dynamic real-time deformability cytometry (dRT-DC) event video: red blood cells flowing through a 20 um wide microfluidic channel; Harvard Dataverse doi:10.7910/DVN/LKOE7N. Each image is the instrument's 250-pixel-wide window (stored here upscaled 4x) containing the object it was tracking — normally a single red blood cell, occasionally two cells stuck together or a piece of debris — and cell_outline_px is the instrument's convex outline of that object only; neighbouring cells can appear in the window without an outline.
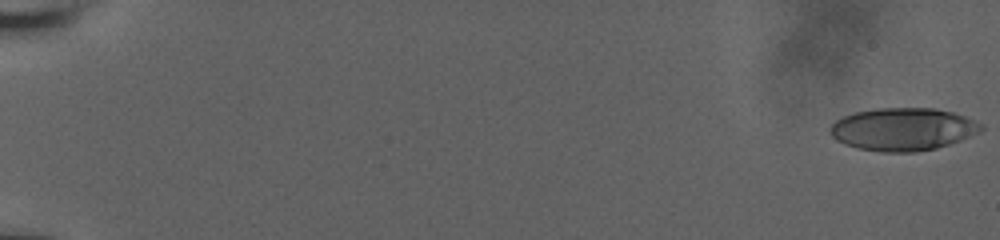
{"species": "human", "species_latin": "Homo sapiens", "temperature_condition": "room temperature", "stored_images_in_passage": 56, "camera_frame_rate_fps": 3000, "um_per_image_px": 0.085, "donor": {"sex": "male"}, "frame": {"image": 1, "passage_image": 1, "time_ms": 0.0, "image_size_px": [1000, 240], "cell_outline_px": [[984, 128], [980, 132], [960, 140], [936, 148], [916, 152], [880, 152], [856, 148], [844, 144], [836, 140], [832, 136], [828, 128], [836, 120], [844, 116], [856, 112], [876, 108], [936, 108], [952, 112], [964, 116], [984, 124]], "centroid_in_image_um": [76.74, 10.99], "position_along_channel_um": 8.3, "area_um2": 37.74}}
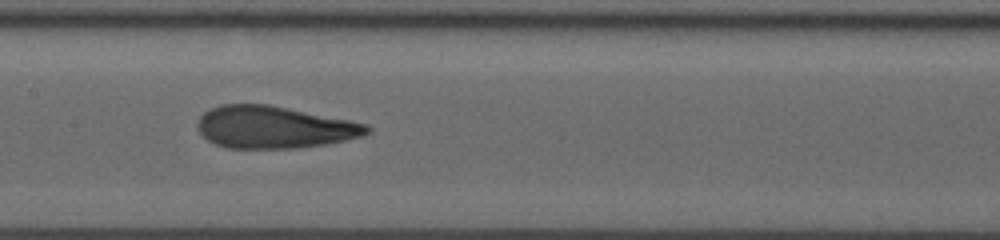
{"frame": {"image": 2, "passage_image": 31, "time_ms": 10.0, "image_size_px": [1000, 240], "cell_outline_px": [[372, 132], [360, 136], [344, 140], [324, 144], [296, 148], [228, 148], [216, 144], [208, 140], [196, 128], [196, 124], [200, 116], [204, 112], [220, 104], [268, 104], [368, 124], [372, 128]], "centroid_in_image_um": [23.28, 10.81], "position_along_channel_um": 184.1, "area_um2": 41.5}}
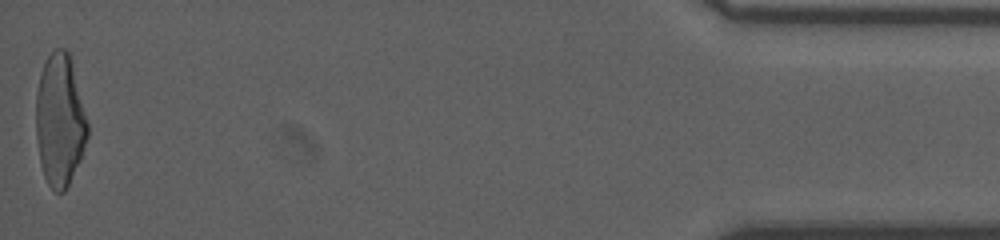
{"frame": {"image": 3, "passage_image": 56, "time_ms": 18.333, "image_size_px": [1000, 240], "cell_outline_px": [[88, 136], [80, 160], [64, 192], [56, 192], [48, 184], [44, 176], [40, 164], [36, 140], [36, 92], [44, 60], [56, 48], [64, 48], [68, 52], [72, 64], [88, 120]], "centroid_in_image_um": [5.08, 10.23], "position_along_channel_um": 430.1, "area_um2": 39.77}, "authors_computed_cell_mechanics": {"area_um2": 40.1132, "velocity_mm_per_s": 3.9559, "shape_relaxation_time_tau1_ms": 4.5278, "shape_relaxation_time_tau2_ms": 1.1686, "deformation_change_tau1": 0.1849, "deformation_change_tau2": 0.1034}}